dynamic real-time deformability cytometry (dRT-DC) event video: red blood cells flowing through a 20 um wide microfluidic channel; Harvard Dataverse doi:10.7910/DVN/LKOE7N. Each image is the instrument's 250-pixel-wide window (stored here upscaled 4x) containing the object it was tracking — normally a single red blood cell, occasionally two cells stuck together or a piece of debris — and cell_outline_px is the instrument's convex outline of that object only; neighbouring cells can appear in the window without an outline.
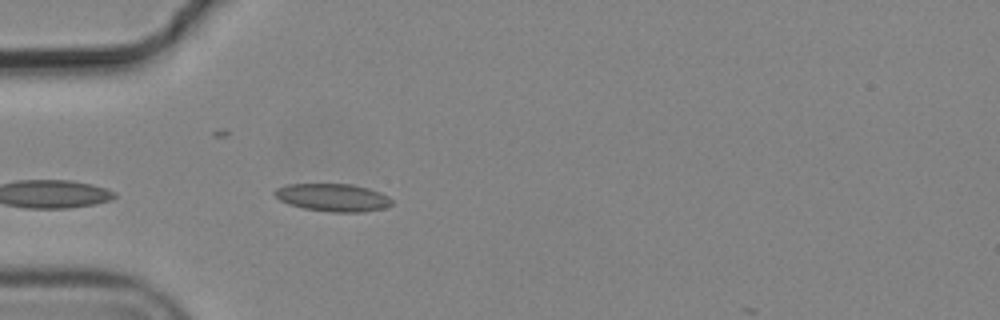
{"species": "common noctule bat (a hibernating species)", "species_latin": "Nyctalus noctula", "temperature_condition": "cold", "stored_images_in_passage": 5, "camera_frame_rate_fps": 3000, "um_per_image_px": 0.085, "animal": {"sex": "male", "body_mass_g": 19.2, "forearm_length_mm": 51.8}, "frame": {"image": 1, "passage_image": 5, "time_ms": 1.333, "image_size_px": [1000, 320], "cell_outline_px": [[392, 204], [384, 208], [364, 212], [332, 212], [304, 208], [288, 204], [280, 200], [272, 192], [276, 188], [288, 184], [352, 184], [368, 188], [380, 192], [388, 196], [392, 200]], "centroid_in_image_um": [28.29, 16.79], "position_along_channel_um": 56.7, "area_um2": 18.96}}